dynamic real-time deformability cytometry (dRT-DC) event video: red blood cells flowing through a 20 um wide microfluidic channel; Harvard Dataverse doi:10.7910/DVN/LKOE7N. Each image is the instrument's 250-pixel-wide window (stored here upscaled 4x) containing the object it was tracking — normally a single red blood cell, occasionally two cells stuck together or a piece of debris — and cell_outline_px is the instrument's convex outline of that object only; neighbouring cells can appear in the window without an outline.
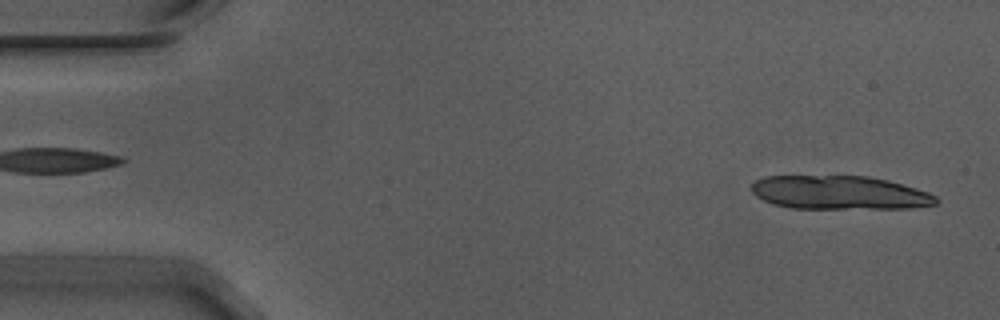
{"species": "Egyptian fruit bat (a non-hibernating species)", "species_latin": "Rousettus aegyptiacus", "temperature_condition": "warm", "stored_images_in_passage": 13, "camera_frame_rate_fps": 3000, "um_per_image_px": 0.085, "animal": {"sex": "male"}, "frame": {"image": 1, "passage_image": 2, "time_ms": 0.333, "image_size_px": [1000, 320], "cell_outline_px": [[940, 200], [936, 204], [912, 208], [792, 208], [772, 204], [756, 196], [752, 192], [752, 184], [756, 180], [764, 176], [868, 176], [888, 180], [928, 192], [936, 196]], "centroid_in_image_um": [71.36, 16.37], "position_along_channel_um": 13.6, "area_um2": 36.18}}